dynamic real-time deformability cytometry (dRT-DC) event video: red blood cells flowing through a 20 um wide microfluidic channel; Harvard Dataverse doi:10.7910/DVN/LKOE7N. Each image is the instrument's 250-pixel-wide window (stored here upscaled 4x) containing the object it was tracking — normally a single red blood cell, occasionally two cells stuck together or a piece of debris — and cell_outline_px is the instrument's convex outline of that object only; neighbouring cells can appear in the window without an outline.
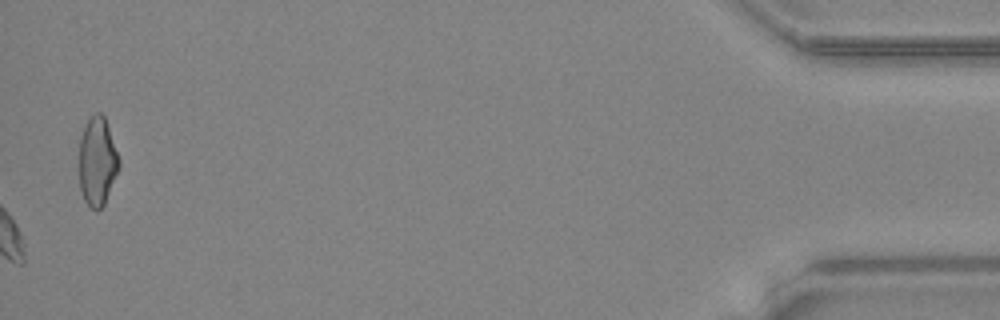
{"species": "common noctule bat (a hibernating species)", "species_latin": "Nyctalus noctula", "temperature_condition": "warm", "stored_images_in_passage": 46, "camera_frame_rate_fps": 3000, "um_per_image_px": 0.085, "animal": {"sex": "female", "body_mass_g": 24.6, "forearm_length_mm": 56.2}, "frame": {"image": 1, "passage_image": 46, "time_ms": 15.0, "image_size_px": [1000, 320], "cell_outline_px": [[120, 168], [104, 204], [96, 212], [88, 208], [84, 200], [80, 188], [80, 136], [84, 124], [96, 112], [100, 112], [104, 116], [120, 160]], "centroid_in_image_um": [8.27, 13.76], "position_along_channel_um": 426.9, "area_um2": 20.69}, "authors_computed_cell_mechanics": {"area_um2": 19.4786, "velocity_mm_per_s": 4.3384, "shape_relaxation_time_tau1_ms": 6.8583, "shape_relaxation_time_tau2_ms": 8.977, "deformation_change_tau1": 0.1479, "deformation_change_tau2": 0.1675}}